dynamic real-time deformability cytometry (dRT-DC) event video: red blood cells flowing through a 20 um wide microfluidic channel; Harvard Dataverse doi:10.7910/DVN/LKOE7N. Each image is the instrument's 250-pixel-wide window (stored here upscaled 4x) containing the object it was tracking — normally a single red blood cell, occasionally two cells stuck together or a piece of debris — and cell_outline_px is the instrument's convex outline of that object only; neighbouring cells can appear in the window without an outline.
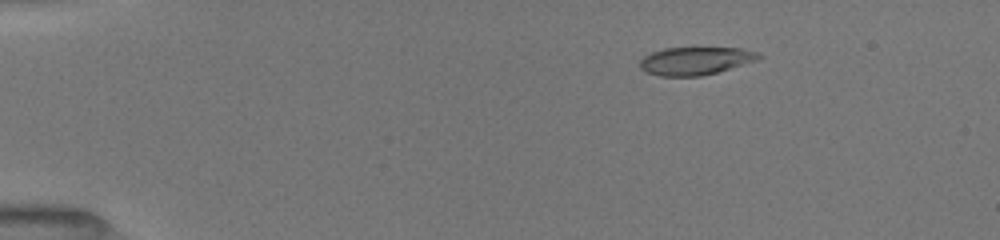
{"species": "common noctule bat (a hibernating species)", "species_latin": "Nyctalus noctula", "temperature_condition": "room temperature", "stored_images_in_passage": 56, "camera_frame_rate_fps": 3000, "um_per_image_px": 0.085, "animal": {"sex": "female", "body_mass_g": 19.5, "forearm_length_mm": 54.1}, "frame": {"image": 1, "passage_image": 1, "time_ms": 0.0, "image_size_px": [1000, 240], "cell_outline_px": [[764, 56], [756, 60], [716, 72], [700, 76], [660, 76], [648, 72], [640, 68], [640, 60], [644, 56], [652, 52], [664, 48], [740, 48], [756, 52]], "centroid_in_image_um": [59.09, 5.17], "position_along_channel_um": 25.9, "area_um2": 19.02}}
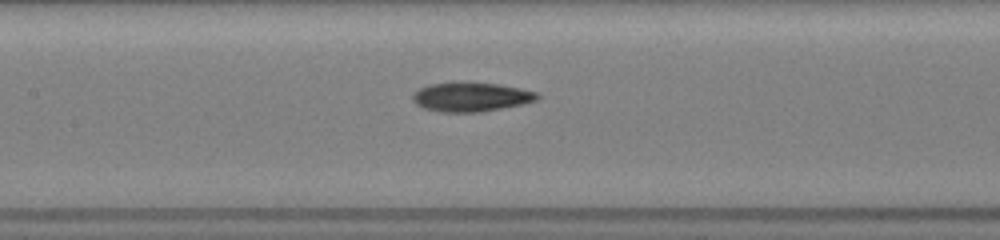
{"frame": {"image": 2, "passage_image": 22, "time_ms": 5.667, "image_size_px": [1000, 240], "cell_outline_px": [[540, 96], [536, 100], [520, 104], [480, 112], [440, 112], [424, 108], [416, 104], [412, 100], [412, 92], [428, 84], [460, 80], [468, 80], [496, 84], [520, 88], [536, 92]], "centroid_in_image_um": [39.96, 8.2], "position_along_channel_um": 167.4, "area_um2": 21.62}}
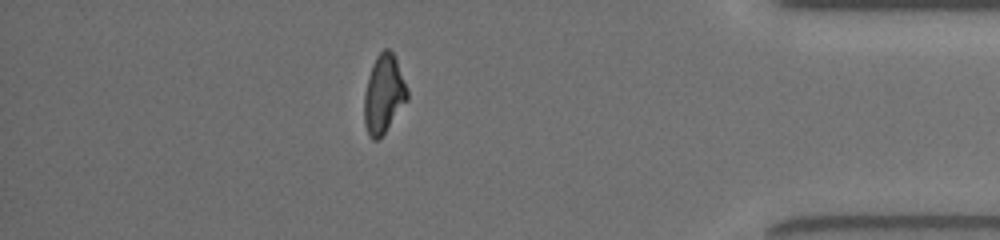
{"frame": {"image": 3, "passage_image": 48, "time_ms": 12.333, "image_size_px": [1000, 240], "cell_outline_px": [[408, 100], [384, 132], [376, 140], [372, 140], [368, 136], [364, 124], [364, 92], [368, 76], [372, 64], [376, 56], [384, 48], [388, 48], [392, 52], [396, 60], [408, 88]], "centroid_in_image_um": [32.6, 7.99], "position_along_channel_um": 402.6, "area_um2": 19.71}, "authors_computed_cell_mechanics": {"area_um2": 20.0566, "velocity_mm_per_s": 4.0158, "shape_relaxation_time_tau1_ms": 8.0207, "shape_relaxation_time_tau2_ms": 4.3386, "deformation_change_tau1": 0.2214, "deformation_change_tau2": 0.1285}}